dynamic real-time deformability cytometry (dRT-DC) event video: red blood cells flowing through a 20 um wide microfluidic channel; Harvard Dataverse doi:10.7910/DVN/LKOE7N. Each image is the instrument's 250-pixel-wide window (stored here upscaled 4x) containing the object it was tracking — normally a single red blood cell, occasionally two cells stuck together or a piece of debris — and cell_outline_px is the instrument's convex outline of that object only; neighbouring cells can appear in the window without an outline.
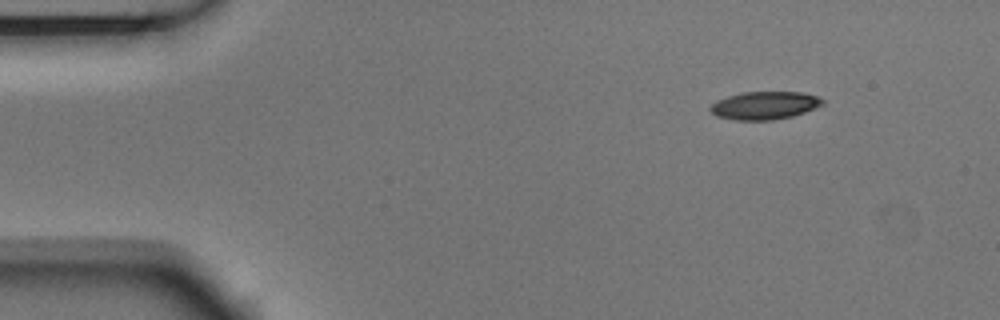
{"species": "Egyptian fruit bat (a non-hibernating species)", "species_latin": "Rousettus aegyptiacus", "temperature_condition": "room temperature", "stored_images_in_passage": 9, "camera_frame_rate_fps": 3000, "um_per_image_px": 0.085, "animal": {"sex": "male"}, "frame": {"image": 1, "passage_image": 1, "time_ms": 0.0, "image_size_px": [1000, 320], "cell_outline_px": [[824, 104], [804, 112], [792, 116], [772, 120], [736, 120], [716, 116], [708, 108], [716, 100], [728, 96], [744, 92], [800, 92], [816, 96], [824, 100]], "centroid_in_image_um": [64.97, 8.96], "position_along_channel_um": 20.0, "area_um2": 18.15}}
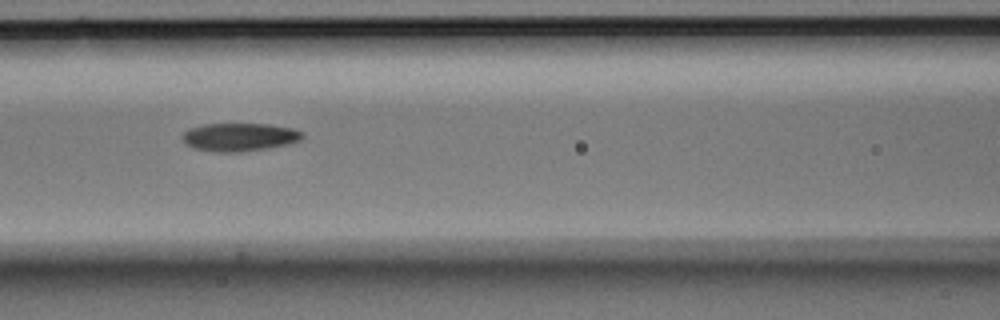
{"frame": {"image": 2, "passage_image": 6, "time_ms": 1.667, "image_size_px": [1000, 320], "cell_outline_px": [[304, 136], [300, 140], [288, 144], [268, 148], [240, 152], [212, 152], [192, 148], [184, 144], [180, 136], [188, 128], [204, 124], [268, 124], [292, 128], [304, 132]], "centroid_in_image_um": [20.31, 11.65], "position_along_channel_um": 146.3, "area_um2": 20.0}}
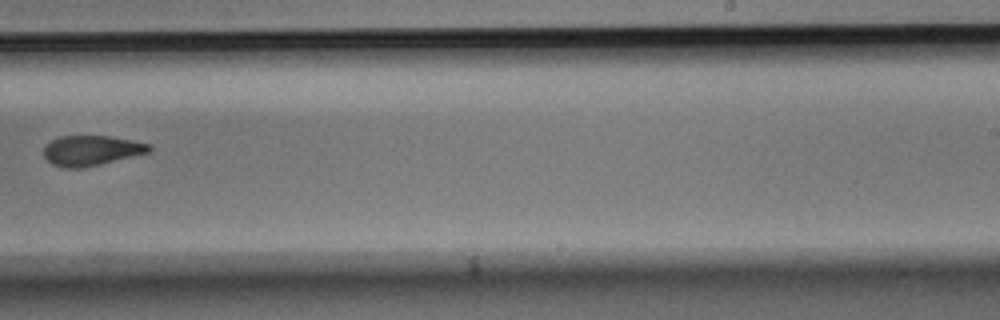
{"frame": {"image": 3, "passage_image": 9, "time_ms": 2.667, "image_size_px": [1000, 320], "cell_outline_px": [[152, 148], [148, 152], [100, 164], [76, 168], [68, 168], [52, 164], [44, 156], [44, 148], [52, 140], [60, 136], [108, 136], [148, 144]], "centroid_in_image_um": [7.72, 12.79], "position_along_channel_um": 281.3, "area_um2": 17.92}}